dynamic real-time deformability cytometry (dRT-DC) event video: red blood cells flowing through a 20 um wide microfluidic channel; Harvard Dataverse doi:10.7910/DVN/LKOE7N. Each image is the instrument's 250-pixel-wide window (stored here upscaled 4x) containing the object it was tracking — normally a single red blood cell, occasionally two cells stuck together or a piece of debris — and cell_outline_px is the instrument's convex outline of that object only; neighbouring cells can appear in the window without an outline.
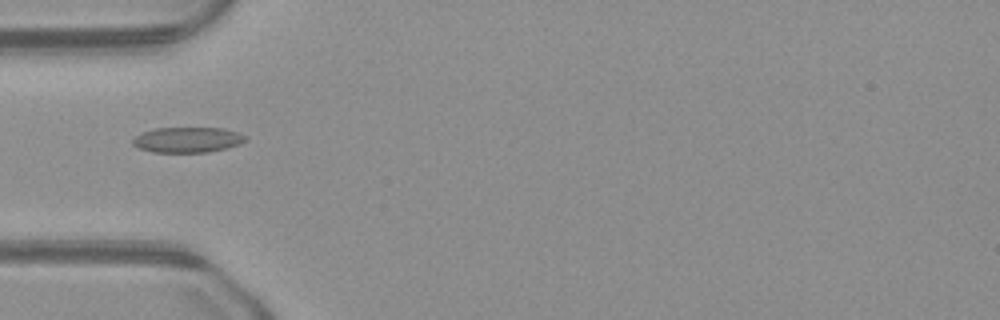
{"species": "common noctule bat (a hibernating species)", "species_latin": "Nyctalus noctula", "temperature_condition": "warm", "stored_images_in_passage": 47, "camera_frame_rate_fps": 3000, "um_per_image_px": 0.085, "animal": {"sex": "male", "body_mass_g": 23.1, "forearm_length_mm": 52.7}, "frame": {"image": 1, "passage_image": 13, "time_ms": 4.0, "image_size_px": [1000, 320], "cell_outline_px": [[248, 140], [240, 144], [228, 148], [208, 152], [152, 152], [140, 148], [132, 144], [132, 140], [136, 136], [144, 132], [156, 128], [224, 128], [248, 136]], "centroid_in_image_um": [15.99, 11.88], "position_along_channel_um": 69.0, "area_um2": 16.7}}
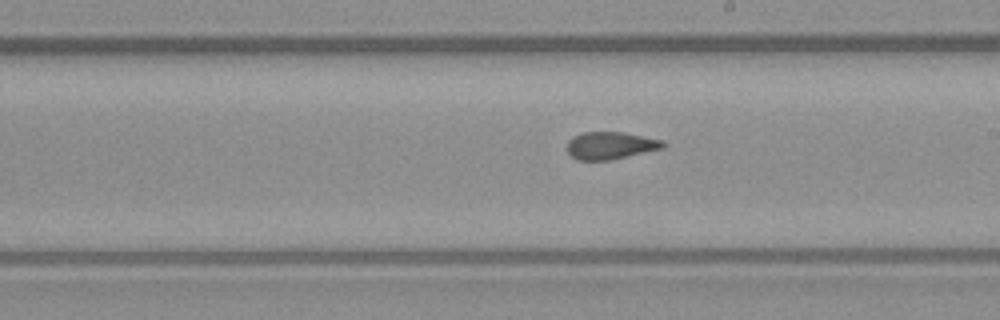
{"frame": {"image": 2, "passage_image": 25, "time_ms": 8.0, "image_size_px": [1000, 320], "cell_outline_px": [[668, 144], [664, 148], [608, 160], [576, 160], [568, 152], [568, 140], [572, 136], [584, 132], [624, 132], [664, 140]], "centroid_in_image_um": [51.92, 12.36], "position_along_channel_um": 237.1, "area_um2": 15.37}}
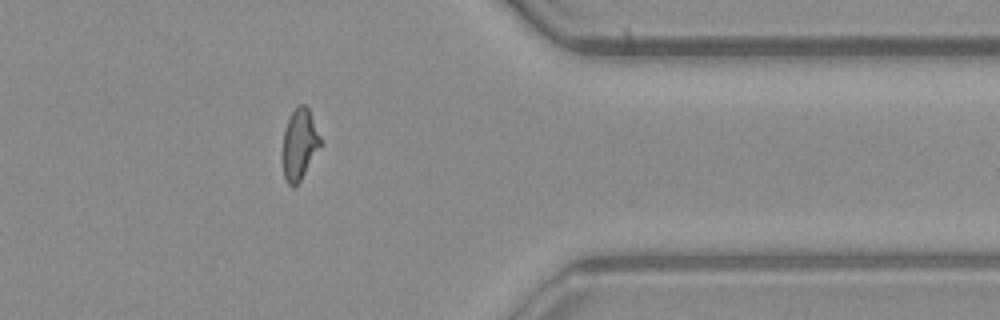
{"frame": {"image": 3, "passage_image": 37, "time_ms": 12.0, "image_size_px": [1000, 320], "cell_outline_px": [[320, 144], [300, 180], [292, 188], [288, 184], [284, 176], [284, 128], [292, 112], [300, 104], [304, 104], [308, 108], [320, 136]], "centroid_in_image_um": [25.44, 12.24], "position_along_channel_um": 386.0, "area_um2": 14.8}}